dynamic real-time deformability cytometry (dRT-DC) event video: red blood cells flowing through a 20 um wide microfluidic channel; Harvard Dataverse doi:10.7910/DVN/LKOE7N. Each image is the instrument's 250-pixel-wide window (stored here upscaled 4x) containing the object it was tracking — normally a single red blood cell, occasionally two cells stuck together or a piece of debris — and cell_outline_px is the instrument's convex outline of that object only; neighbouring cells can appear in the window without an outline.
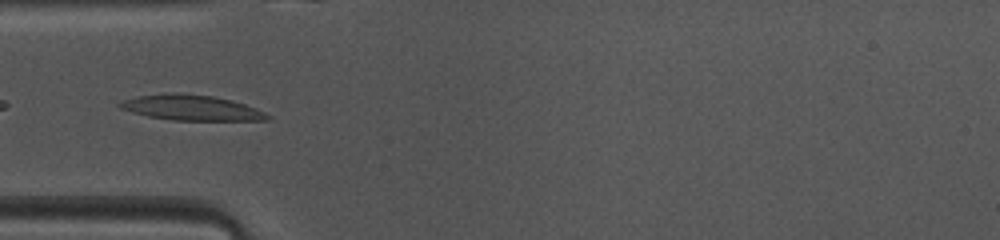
{"species": "common noctule bat (a hibernating species)", "species_latin": "Nyctalus noctula", "temperature_condition": "warm", "stored_images_in_passage": 39, "camera_frame_rate_fps": 3000, "um_per_image_px": 0.085, "animal": {"sex": "female", "body_mass_g": 10.0, "forearm_length_mm": 53.1}, "frame": {"image": 1, "passage_image": 5, "time_ms": 1.333, "image_size_px": [1000, 240], "cell_outline_px": [[272, 116], [268, 120], [172, 120], [148, 116], [132, 112], [120, 108], [116, 104], [124, 100], [136, 96], [212, 96], [232, 100], [244, 104], [264, 112]], "centroid_in_image_um": [16.32, 9.21], "position_along_channel_um": 68.7, "area_um2": 20.58}}
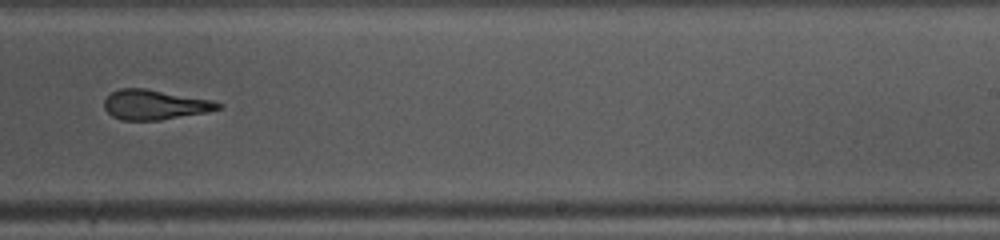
{"frame": {"image": 2, "passage_image": 20, "time_ms": 6.333, "image_size_px": [1000, 240], "cell_outline_px": [[224, 104], [220, 108], [208, 112], [160, 120], [120, 120], [112, 116], [104, 108], [104, 100], [112, 92], [120, 88], [144, 88], [212, 100]], "centroid_in_image_um": [13.15, 8.9], "position_along_channel_um": 275.8, "area_um2": 19.77}}
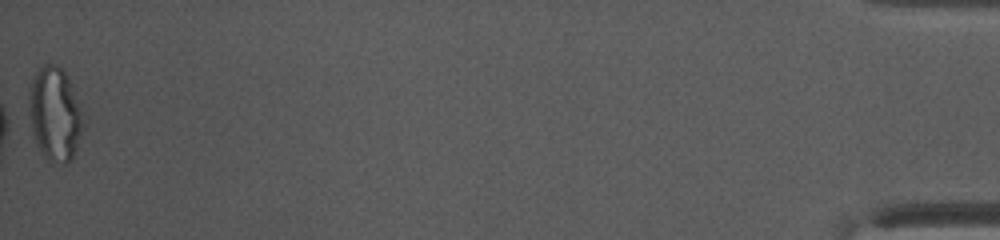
{"frame": {"image": 3, "passage_image": 39, "time_ms": 12.667, "image_size_px": [1000, 240], "cell_outline_px": [[88, 120], [72, 160], [68, 164], [64, 164], [44, 156], [40, 152], [36, 144], [32, 132], [28, 108], [32, 80], [36, 72], [44, 64], [52, 64], [60, 68], [68, 76], [88, 116]], "centroid_in_image_um": [4.75, 9.71], "position_along_channel_um": 430.4, "area_um2": 30.52}, "authors_computed_cell_mechanics": {"area_um2": 20.8658, "velocity_mm_per_s": 4.1215, "shape_relaxation_time_tau1_ms": 4.7744, "shape_relaxation_time_tau2_ms": 2.9353, "deformation_change_tau1": 0.2107, "deformation_change_tau2": 0.1503}}